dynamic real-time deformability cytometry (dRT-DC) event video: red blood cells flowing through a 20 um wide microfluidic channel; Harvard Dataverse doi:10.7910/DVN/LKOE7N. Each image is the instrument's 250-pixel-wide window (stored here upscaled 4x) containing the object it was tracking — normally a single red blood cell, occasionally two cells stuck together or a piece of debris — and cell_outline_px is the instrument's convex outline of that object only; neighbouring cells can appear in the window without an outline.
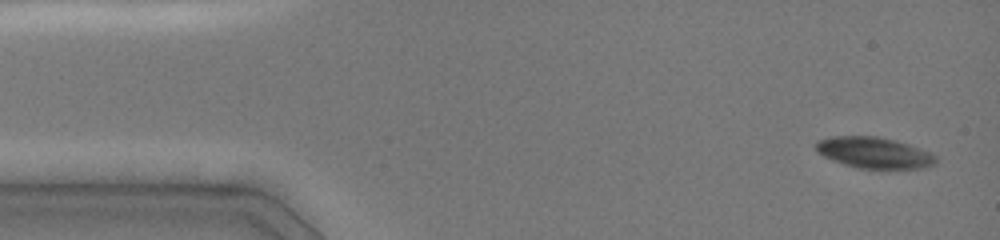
{"species": "common noctule bat (a hibernating species)", "species_latin": "Nyctalus noctula", "temperature_condition": "cold", "stored_images_in_passage": 35, "camera_frame_rate_fps": 3000, "um_per_image_px": 0.085, "animal": {"sex": "female", "body_mass_g": 19.0, "forearm_length_mm": 51.5}, "frame": {"image": 1, "passage_image": 1, "time_ms": 0.0, "image_size_px": [1000, 240], "cell_outline_px": [[936, 164], [924, 168], [860, 168], [844, 164], [832, 160], [816, 152], [816, 140], [832, 136], [876, 136], [896, 140], [908, 144], [928, 152], [936, 156]], "centroid_in_image_um": [74.27, 12.97], "position_along_channel_um": 10.7, "area_um2": 21.62}}
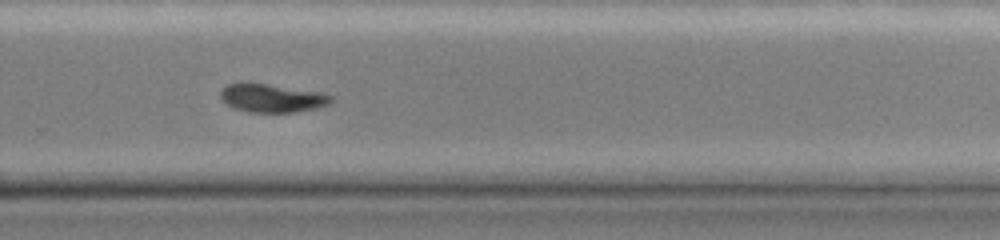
{"frame": {"image": 2, "passage_image": 26, "time_ms": 10.0, "image_size_px": [1000, 240], "cell_outline_px": [[332, 100], [328, 104], [316, 108], [292, 112], [248, 112], [232, 108], [220, 96], [220, 92], [228, 84], [248, 80], [324, 92], [332, 96]], "centroid_in_image_um": [23.11, 8.29], "position_along_channel_um": 306.7, "area_um2": 18.79}}
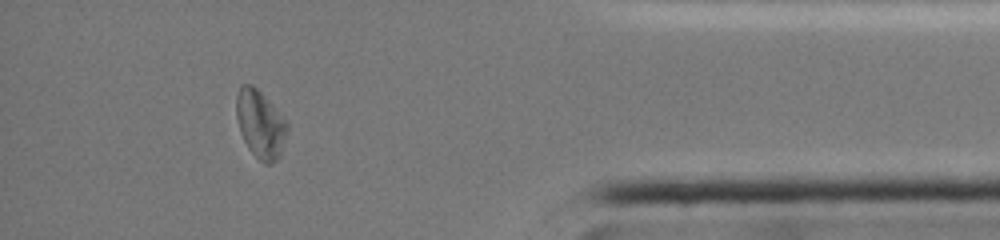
{"frame": {"image": 3, "passage_image": 32, "time_ms": 13.333, "image_size_px": [1000, 240], "cell_outline_px": [[288, 128], [280, 156], [272, 164], [264, 164], [248, 148], [240, 132], [236, 116], [236, 96], [240, 84], [252, 84], [288, 120]], "centroid_in_image_um": [22.13, 10.54], "position_along_channel_um": 413.1, "area_um2": 20.23}, "authors_computed_cell_mechanics": {"area_um2": 21.7328, "velocity_mm_per_s": 3.9957, "shape_relaxation_time_tau1_ms": 0.9024, "shape_relaxation_time_tau2_ms": null, "deformation_change_tau1": 0.0542, "deformation_change_tau2": null}}